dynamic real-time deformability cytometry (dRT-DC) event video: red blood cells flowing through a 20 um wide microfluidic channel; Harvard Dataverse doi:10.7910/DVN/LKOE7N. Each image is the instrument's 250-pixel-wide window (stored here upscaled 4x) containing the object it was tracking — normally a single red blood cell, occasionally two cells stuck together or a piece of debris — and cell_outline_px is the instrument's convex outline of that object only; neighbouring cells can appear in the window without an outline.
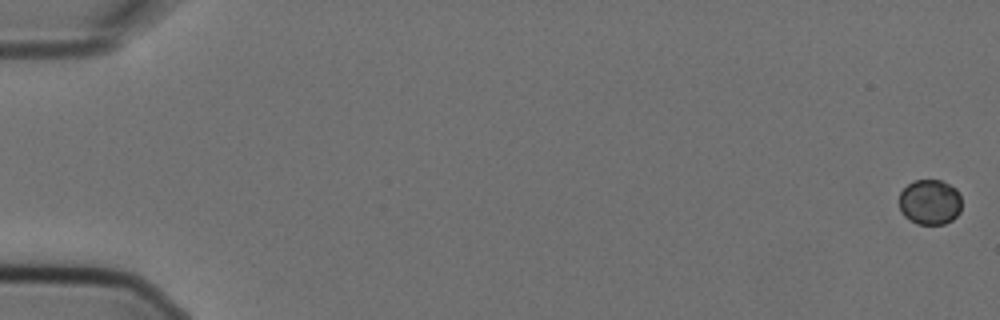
{"species": "Egyptian fruit bat (a non-hibernating species)", "species_latin": "Rousettus aegyptiacus", "temperature_condition": "cold", "stored_images_in_passage": 4, "camera_frame_rate_fps": 3000, "um_per_image_px": 0.085, "animal": {"sex": "female"}, "frame": {"image": 1, "passage_image": 1, "time_ms": 0.0, "image_size_px": [1000, 320], "cell_outline_px": [[960, 212], [952, 220], [944, 224], [916, 224], [908, 220], [900, 212], [900, 192], [908, 184], [916, 180], [940, 180], [956, 188], [960, 196]], "centroid_in_image_um": [79.03, 17.19], "position_along_channel_um": 6.0, "area_um2": 16.53}}